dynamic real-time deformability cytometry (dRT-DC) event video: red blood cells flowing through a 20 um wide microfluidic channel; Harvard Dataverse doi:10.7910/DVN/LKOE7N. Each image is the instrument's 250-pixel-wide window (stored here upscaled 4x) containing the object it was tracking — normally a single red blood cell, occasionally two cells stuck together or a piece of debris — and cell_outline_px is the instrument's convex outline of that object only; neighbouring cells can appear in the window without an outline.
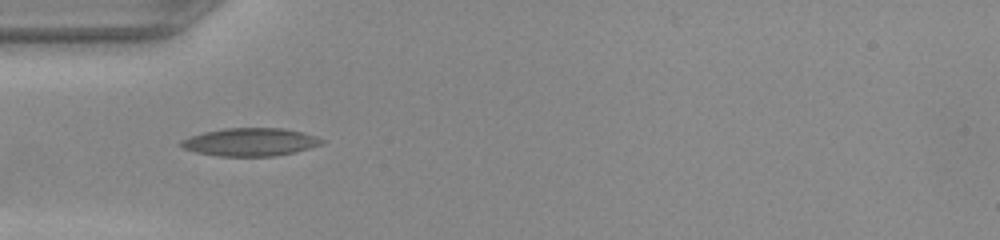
{"species": "common noctule bat (a hibernating species)", "species_latin": "Nyctalus noctula", "temperature_condition": "warm", "stored_images_in_passage": 32, "camera_frame_rate_fps": 3000, "um_per_image_px": 0.085, "animal": {"sex": "female", "body_mass_g": 22.0, "forearm_length_mm": 56.7}, "frame": {"image": 1, "passage_image": 1, "time_ms": 0.0, "image_size_px": [1000, 240], "cell_outline_px": [[324, 140], [320, 144], [296, 152], [276, 156], [220, 156], [196, 152], [184, 148], [176, 144], [180, 140], [204, 132], [224, 128], [284, 128], [316, 136]], "centroid_in_image_um": [21.24, 12.07], "position_along_channel_um": 63.8, "area_um2": 22.83}}
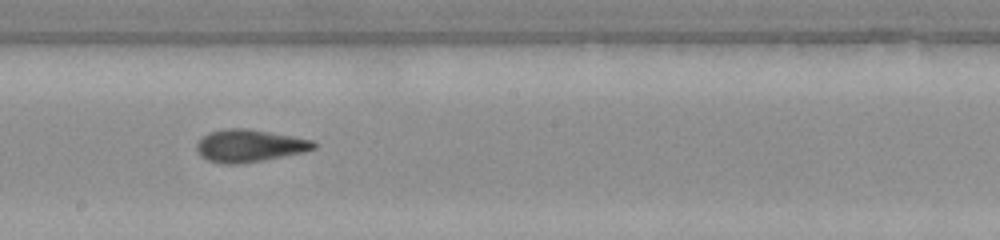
{"frame": {"image": 2, "passage_image": 13, "time_ms": 4.0, "image_size_px": [1000, 240], "cell_outline_px": [[316, 148], [300, 152], [240, 164], [224, 164], [208, 160], [200, 156], [196, 152], [196, 144], [208, 132], [224, 128], [244, 128], [268, 132], [312, 140], [316, 144]], "centroid_in_image_um": [21.11, 12.38], "position_along_channel_um": 227.1, "area_um2": 21.73}}
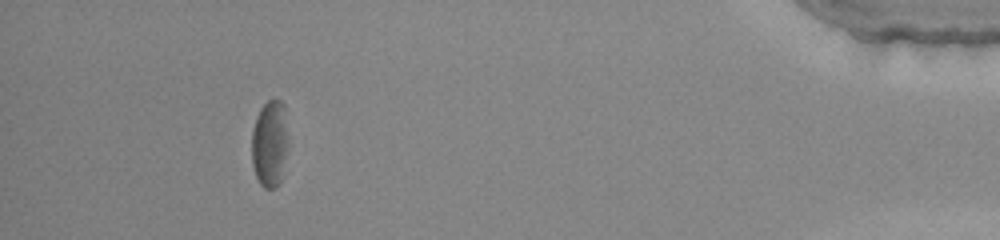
{"frame": {"image": 3, "passage_image": 31, "time_ms": 10.0, "image_size_px": [1000, 240], "cell_outline_px": [[288, 148], [280, 184], [276, 188], [264, 188], [260, 184], [256, 176], [252, 164], [252, 132], [256, 116], [260, 108], [268, 100], [280, 100], [284, 104], [288, 140]], "centroid_in_image_um": [22.94, 12.22], "position_along_channel_um": 412.3, "area_um2": 18.79}}